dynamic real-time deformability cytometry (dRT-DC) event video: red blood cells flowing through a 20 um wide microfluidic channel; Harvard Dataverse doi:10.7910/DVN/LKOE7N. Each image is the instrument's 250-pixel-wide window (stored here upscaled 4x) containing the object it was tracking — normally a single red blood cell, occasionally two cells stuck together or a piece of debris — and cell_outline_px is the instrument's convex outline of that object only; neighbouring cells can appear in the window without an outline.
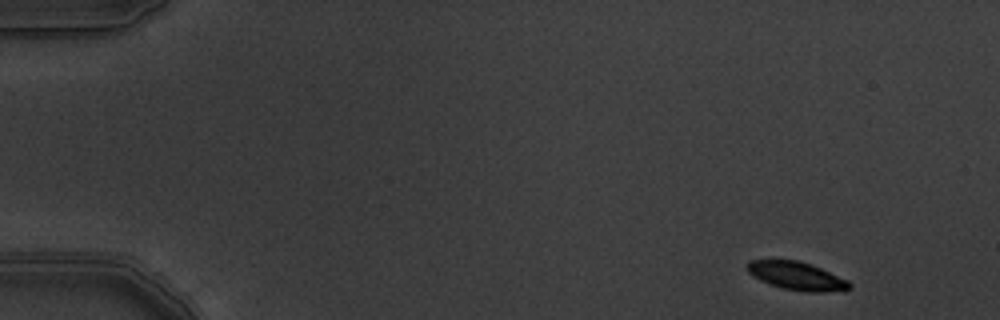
{"species": "common noctule bat (a hibernating species)", "species_latin": "Nyctalus noctula", "temperature_condition": "warm", "stored_images_in_passage": 5, "camera_frame_rate_fps": 3000, "um_per_image_px": 0.085, "animal": {"sex": "male", "body_mass_g": 19.5, "forearm_length_mm": 54.6}, "frame": {"image": 1, "passage_image": 1, "time_ms": 0.0, "image_size_px": [1000, 320], "cell_outline_px": [[852, 288], [844, 292], [808, 292], [784, 288], [760, 280], [752, 276], [748, 272], [748, 260], [796, 260], [812, 264], [848, 280], [852, 284]], "centroid_in_image_um": [67.8, 23.47], "position_along_channel_um": 17.2, "area_um2": 16.88}}